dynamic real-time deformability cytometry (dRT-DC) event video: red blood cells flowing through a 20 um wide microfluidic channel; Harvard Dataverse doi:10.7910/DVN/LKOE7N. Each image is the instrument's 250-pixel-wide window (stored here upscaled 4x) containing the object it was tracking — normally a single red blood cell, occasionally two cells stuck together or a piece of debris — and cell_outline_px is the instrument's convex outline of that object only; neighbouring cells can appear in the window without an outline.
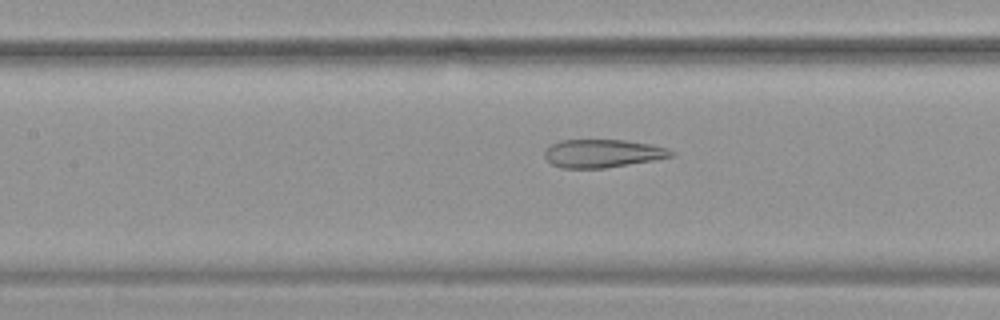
{"species": "common noctule bat (a hibernating species)", "species_latin": "Nyctalus noctula", "temperature_condition": "warm", "stored_images_in_passage": 54, "camera_frame_rate_fps": 3000, "um_per_image_px": 0.085, "animal": {"sex": "female", "body_mass_g": 19.9}, "frame": {"image": 1, "passage_image": 25, "time_ms": 8.0, "image_size_px": [1000, 320], "cell_outline_px": [[676, 152], [672, 156], [656, 160], [604, 168], [560, 168], [552, 164], [544, 156], [544, 152], [552, 144], [560, 140], [624, 140], [652, 144], [668, 148]], "centroid_in_image_um": [51.25, 13.04], "position_along_channel_um": 156.1, "area_um2": 20.81}}
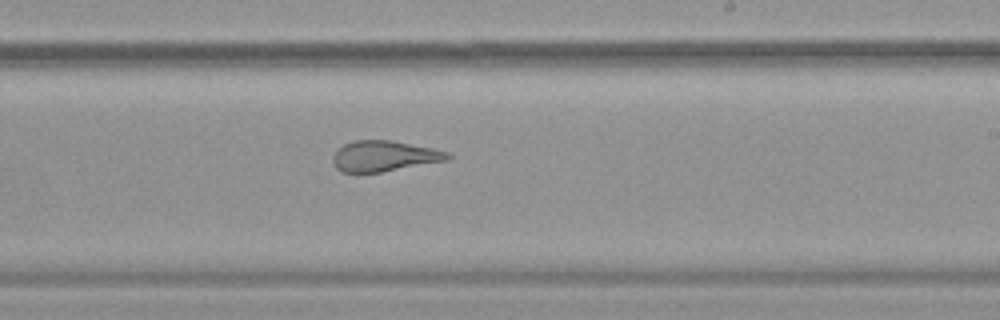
{"frame": {"image": 2, "passage_image": 33, "time_ms": 10.667, "image_size_px": [1000, 320], "cell_outline_px": [[452, 156], [448, 160], [380, 172], [340, 172], [336, 168], [332, 160], [332, 156], [344, 144], [352, 140], [392, 140], [432, 148], [448, 152]], "centroid_in_image_um": [32.64, 13.26], "position_along_channel_um": 256.4, "area_um2": 20.4}}
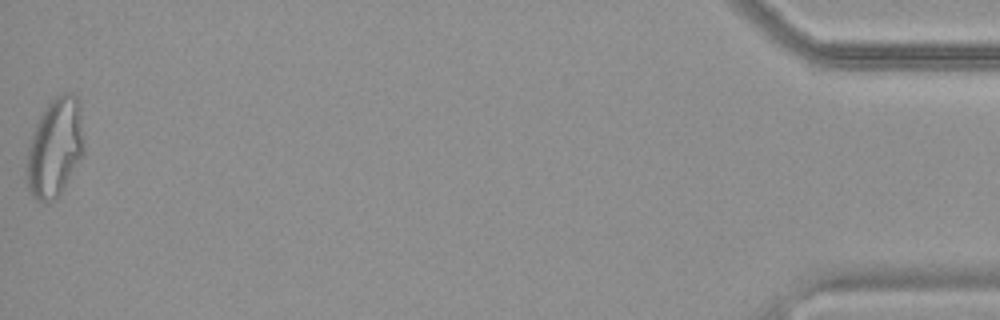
{"frame": {"image": 3, "passage_image": 54, "time_ms": 17.667, "image_size_px": [1000, 320], "cell_outline_px": [[84, 156], [60, 196], [48, 204], [44, 204], [36, 200], [28, 192], [24, 168], [28, 148], [36, 124], [44, 108], [56, 96], [64, 92], [68, 92], [76, 96], [80, 104], [84, 144]], "centroid_in_image_um": [4.67, 12.63], "position_along_channel_um": 430.5, "area_um2": 33.99}, "authors_computed_cell_mechanics": {"area_um2": 28.2353, "velocity_mm_per_s": 3.7765, "shape_relaxation_time_tau1_ms": null, "shape_relaxation_time_tau2_ms": 1.9355, "deformation_change_tau1": null, "deformation_change_tau2": 0.1147}}